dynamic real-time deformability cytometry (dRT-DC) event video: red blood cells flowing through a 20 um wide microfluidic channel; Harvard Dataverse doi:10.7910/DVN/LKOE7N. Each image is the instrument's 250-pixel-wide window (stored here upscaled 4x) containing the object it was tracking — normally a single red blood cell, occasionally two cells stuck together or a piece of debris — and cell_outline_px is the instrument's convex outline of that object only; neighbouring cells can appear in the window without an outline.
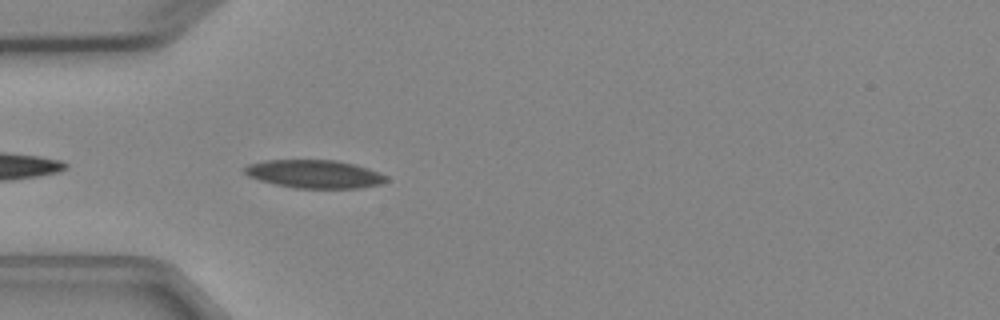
{"species": "Egyptian fruit bat (a non-hibernating species)", "species_latin": "Rousettus aegyptiacus", "temperature_condition": "cold", "stored_images_in_passage": 4, "camera_frame_rate_fps": 3000, "um_per_image_px": 0.085, "animal": {"sex": "female"}, "frame": {"image": 1, "passage_image": 4, "time_ms": 4.667, "image_size_px": [1000, 320], "cell_outline_px": [[388, 180], [380, 184], [360, 188], [296, 188], [276, 184], [260, 180], [248, 176], [244, 172], [244, 168], [248, 164], [264, 160], [336, 160], [356, 164], [368, 168], [388, 176]], "centroid_in_image_um": [26.75, 14.78], "position_along_channel_um": 58.3, "area_um2": 23.29}}